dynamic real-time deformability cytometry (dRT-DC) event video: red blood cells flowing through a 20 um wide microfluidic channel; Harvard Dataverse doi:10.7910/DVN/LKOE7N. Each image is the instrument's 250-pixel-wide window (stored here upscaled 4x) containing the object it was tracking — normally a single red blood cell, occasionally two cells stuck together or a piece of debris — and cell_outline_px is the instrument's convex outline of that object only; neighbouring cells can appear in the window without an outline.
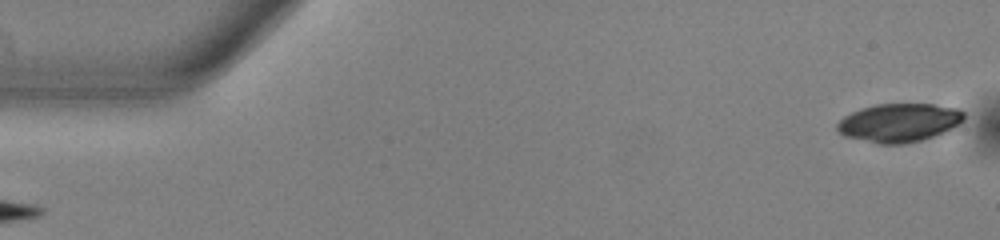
{"species": "common noctule bat (a hibernating species)", "species_latin": "Nyctalus noctula", "temperature_condition": "warm", "stored_images_in_passage": 54, "camera_frame_rate_fps": 3000, "um_per_image_px": 0.085, "animal": {"sex": "male", "body_mass_g": 13.0, "forearm_length_mm": 53.1}, "frame": {"image": 1, "passage_image": 1, "time_ms": 0.0, "image_size_px": [1000, 240], "cell_outline_px": [[964, 120], [960, 124], [944, 132], [920, 140], [904, 144], [880, 144], [844, 136], [836, 128], [836, 124], [844, 116], [852, 112], [876, 104], [932, 104], [960, 108], [964, 112]], "centroid_in_image_um": [76.45, 10.42], "position_along_channel_um": 8.6, "area_um2": 28.38}}
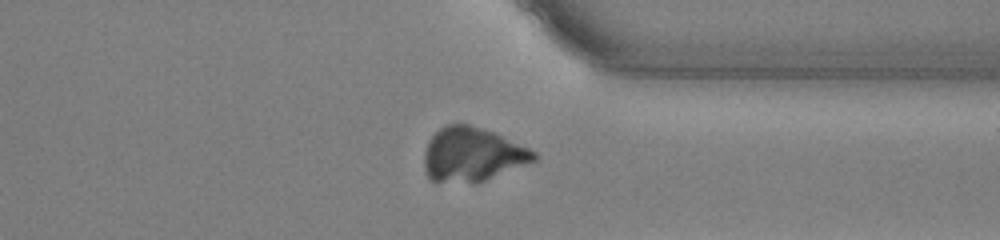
{"frame": {"image": 2, "passage_image": 41, "time_ms": 13.333, "image_size_px": [1000, 240], "cell_outline_px": [[536, 160], [484, 180], [472, 184], [436, 184], [428, 180], [424, 172], [424, 152], [428, 140], [444, 124], [468, 124], [484, 128], [496, 132], [536, 152]], "centroid_in_image_um": [40.06, 13.16], "position_along_channel_um": 371.3, "area_um2": 35.26}}
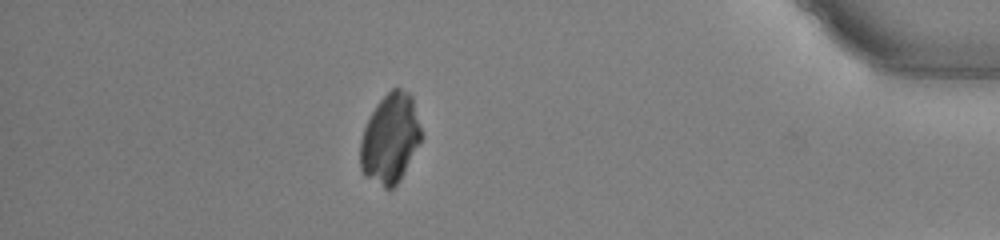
{"frame": {"image": 3, "passage_image": 47, "time_ms": 15.333, "image_size_px": [1000, 240], "cell_outline_px": [[424, 136], [400, 180], [392, 188], [384, 188], [364, 176], [360, 168], [360, 140], [364, 128], [376, 104], [392, 88], [400, 88], [408, 92], [412, 96]], "centroid_in_image_um": [33.18, 11.78], "position_along_channel_um": 402.0, "area_um2": 32.08}}